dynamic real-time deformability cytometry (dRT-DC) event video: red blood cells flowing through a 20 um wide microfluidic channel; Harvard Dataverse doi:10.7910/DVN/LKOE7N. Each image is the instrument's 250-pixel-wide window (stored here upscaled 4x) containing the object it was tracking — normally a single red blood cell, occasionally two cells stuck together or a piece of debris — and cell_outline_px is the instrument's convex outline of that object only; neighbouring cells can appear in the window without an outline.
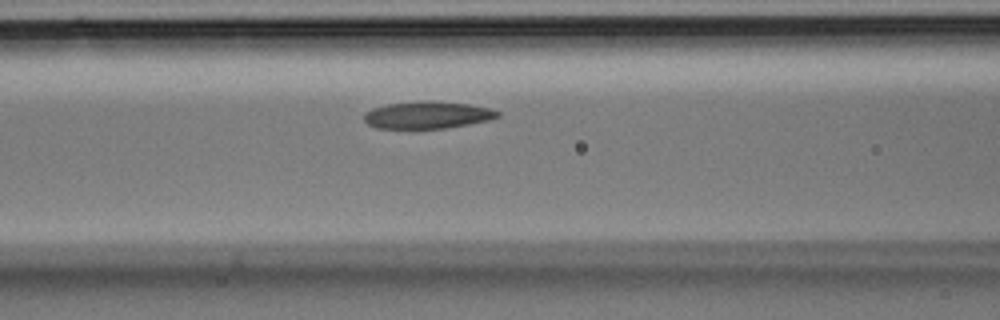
{"species": "Egyptian fruit bat (a non-hibernating species)", "species_latin": "Rousettus aegyptiacus", "temperature_condition": "room temperature", "stored_images_in_passage": 26, "camera_frame_rate_fps": 3000, "um_per_image_px": 0.085, "animal": {"sex": "male"}, "frame": {"image": 1, "passage_image": 5, "time_ms": 1.333, "image_size_px": [1000, 320], "cell_outline_px": [[500, 116], [492, 120], [448, 128], [376, 128], [368, 124], [364, 120], [364, 112], [372, 108], [388, 104], [424, 100], [428, 100], [468, 104], [488, 108], [500, 112]], "centroid_in_image_um": [36.35, 9.77], "position_along_channel_um": 130.3, "area_um2": 21.27}}
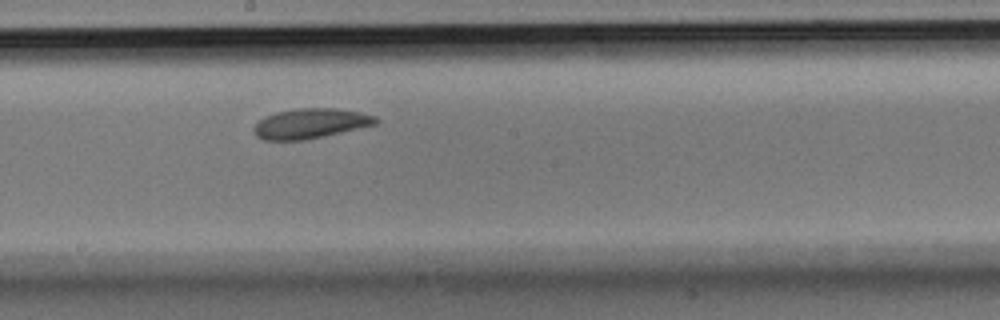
{"frame": {"image": 2, "passage_image": 10, "time_ms": 3.0, "image_size_px": [1000, 320], "cell_outline_px": [[380, 120], [376, 124], [324, 136], [304, 140], [264, 140], [256, 136], [252, 128], [264, 116], [276, 112], [300, 108], [336, 108], [360, 112], [376, 116]], "centroid_in_image_um": [26.38, 10.49], "position_along_channel_um": 221.8, "area_um2": 21.27}}
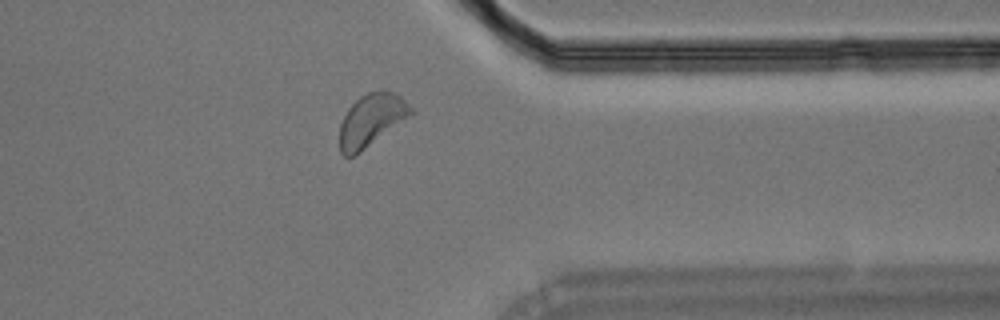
{"frame": {"image": 3, "passage_image": 19, "time_ms": 6.0, "image_size_px": [1000, 320], "cell_outline_px": [[416, 112], [360, 152], [352, 156], [344, 156], [340, 152], [340, 124], [348, 108], [360, 96], [368, 92], [392, 92], [400, 96]], "centroid_in_image_um": [31.56, 10.22], "position_along_channel_um": 379.8, "area_um2": 21.39}}